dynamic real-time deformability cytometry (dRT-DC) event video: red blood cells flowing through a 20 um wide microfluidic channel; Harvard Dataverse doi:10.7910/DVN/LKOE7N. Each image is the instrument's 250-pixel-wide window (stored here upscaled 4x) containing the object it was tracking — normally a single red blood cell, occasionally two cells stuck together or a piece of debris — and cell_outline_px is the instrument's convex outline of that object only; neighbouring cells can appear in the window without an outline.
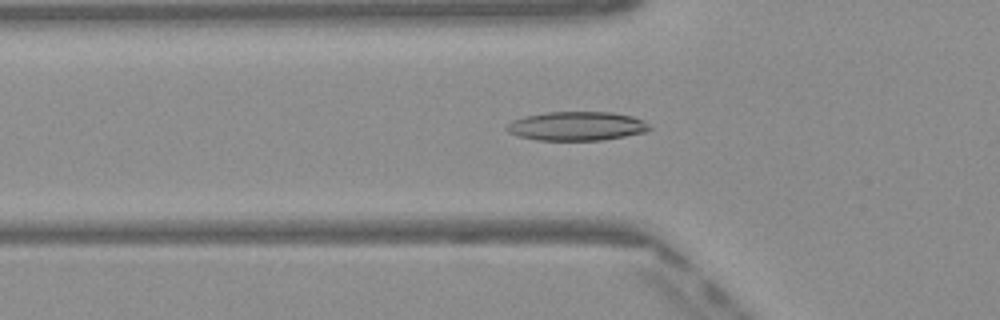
{"species": "Egyptian fruit bat (a non-hibernating species)", "species_latin": "Rousettus aegyptiacus", "temperature_condition": "warm", "stored_images_in_passage": 46, "camera_frame_rate_fps": 3000, "um_per_image_px": 0.085, "frame": {"image": 1, "passage_image": 17, "time_ms": 5.333, "image_size_px": [1000, 320], "cell_outline_px": [[652, 128], [648, 132], [600, 140], [536, 140], [516, 136], [508, 132], [504, 128], [512, 120], [524, 116], [544, 112], [612, 112], [632, 116], [644, 120]], "centroid_in_image_um": [49.0, 10.71], "position_along_channel_um": 76.8, "area_um2": 24.33}}
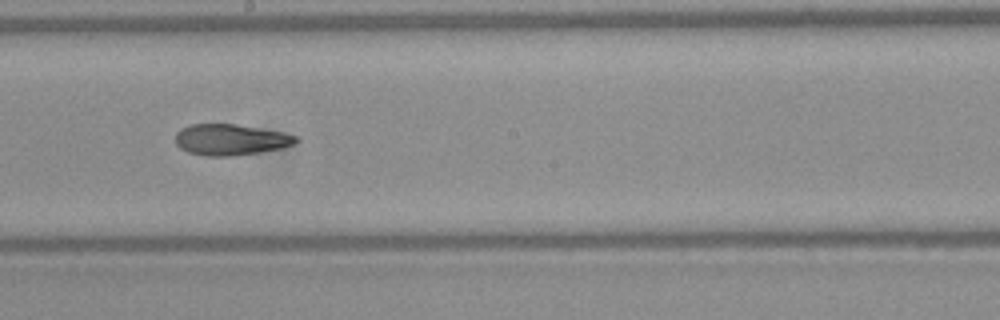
{"frame": {"image": 2, "passage_image": 28, "time_ms": 9.0, "image_size_px": [1000, 320], "cell_outline_px": [[300, 140], [292, 144], [280, 148], [260, 152], [228, 156], [204, 156], [188, 152], [180, 148], [176, 144], [176, 132], [180, 128], [192, 124], [236, 124], [280, 132], [296, 136]], "centroid_in_image_um": [19.55, 11.87], "position_along_channel_um": 228.7, "area_um2": 21.62}}
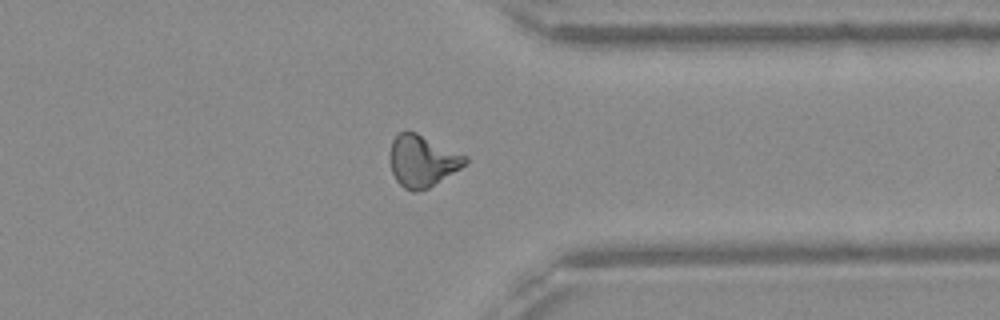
{"frame": {"image": 3, "passage_image": 39, "time_ms": 12.667, "image_size_px": [1000, 320], "cell_outline_px": [[468, 164], [428, 188], [416, 192], [412, 192], [404, 188], [396, 180], [392, 172], [388, 156], [388, 152], [392, 140], [404, 128], [416, 132], [468, 156]], "centroid_in_image_um": [35.88, 13.66], "position_along_channel_um": 375.5, "area_um2": 23.12}, "authors_computed_cell_mechanics": {"area_um2": 22.3108, "velocity_mm_per_s": 4.1077, "shape_relaxation_time_tau1_ms": null, "shape_relaxation_time_tau2_ms": 3.8756, "deformation_change_tau1": null, "deformation_change_tau2": 0.128}}